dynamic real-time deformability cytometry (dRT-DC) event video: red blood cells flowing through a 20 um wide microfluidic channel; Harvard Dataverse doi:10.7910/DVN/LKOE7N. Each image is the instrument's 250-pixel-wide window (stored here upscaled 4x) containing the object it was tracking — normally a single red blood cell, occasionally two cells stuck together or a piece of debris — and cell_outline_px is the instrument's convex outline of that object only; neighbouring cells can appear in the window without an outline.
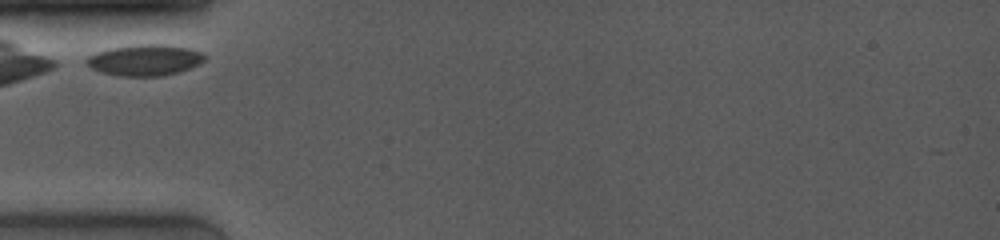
{"species": "common noctule bat (a hibernating species)", "species_latin": "Nyctalus noctula", "temperature_condition": "room temperature", "stored_images_in_passage": 4, "camera_frame_rate_fps": 4000, "um_per_image_px": 0.085, "animal": {"sex": "female", "body_mass_g": 19.0, "forearm_length_mm": 53.3}, "frame": {"image": 1, "passage_image": 1, "time_ms": 0.0, "image_size_px": [1000, 240], "cell_outline_px": [[208, 56], [200, 64], [176, 72], [160, 76], [116, 76], [100, 72], [92, 68], [84, 60], [88, 56], [96, 52], [112, 48], [136, 44], [164, 44], [188, 48], [200, 52]], "centroid_in_image_um": [12.29, 5.1], "position_along_channel_um": 72.7, "area_um2": 21.39}}
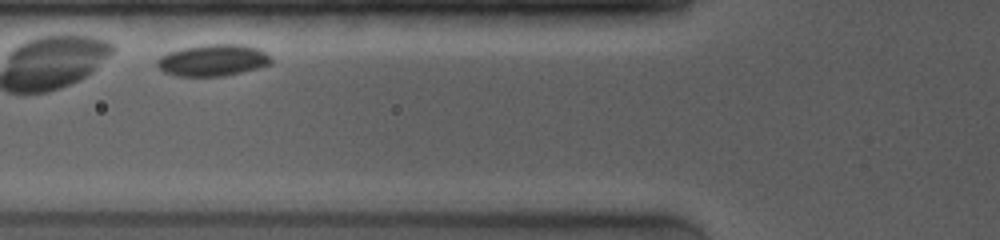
{"frame": {"image": 2, "passage_image": 3, "time_ms": 1.0, "image_size_px": [1000, 240], "cell_outline_px": [[272, 64], [240, 72], [220, 76], [176, 76], [164, 72], [156, 64], [156, 60], [160, 56], [168, 52], [180, 48], [204, 44], [244, 44], [256, 48], [264, 52], [272, 60]], "centroid_in_image_um": [18.05, 5.11], "position_along_channel_um": 107.7, "area_um2": 20.98}}